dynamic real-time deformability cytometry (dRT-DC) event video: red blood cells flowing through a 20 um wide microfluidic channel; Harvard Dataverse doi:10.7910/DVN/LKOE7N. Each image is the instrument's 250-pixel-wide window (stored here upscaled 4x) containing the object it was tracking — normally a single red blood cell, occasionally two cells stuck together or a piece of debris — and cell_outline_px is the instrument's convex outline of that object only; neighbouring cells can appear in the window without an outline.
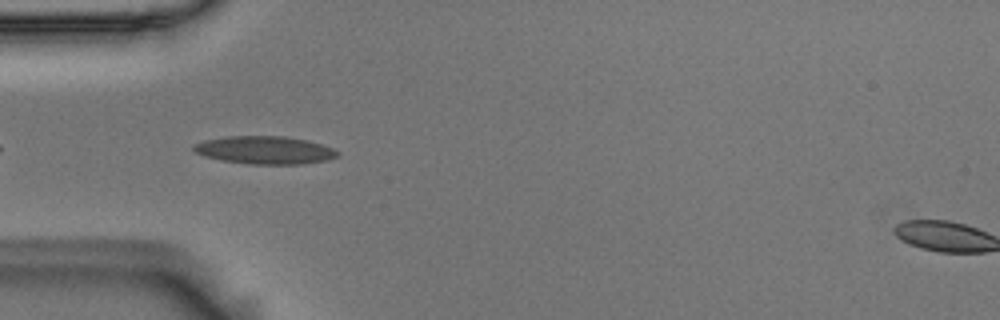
{"species": "Egyptian fruit bat (a non-hibernating species)", "species_latin": "Rousettus aegyptiacus", "temperature_condition": "room temperature", "stored_images_in_passage": 12, "camera_frame_rate_fps": 3000, "um_per_image_px": 0.085, "animal": {"sex": "male"}, "frame": {"image": 1, "passage_image": 3, "time_ms": 0.667, "image_size_px": [1000, 320], "cell_outline_px": [[340, 156], [328, 160], [304, 164], [248, 164], [220, 160], [204, 156], [196, 152], [192, 148], [192, 144], [204, 140], [228, 136], [284, 136], [304, 140], [320, 144], [332, 148], [340, 152]], "centroid_in_image_um": [22.5, 12.76], "position_along_channel_um": 62.5, "area_um2": 23.47}}
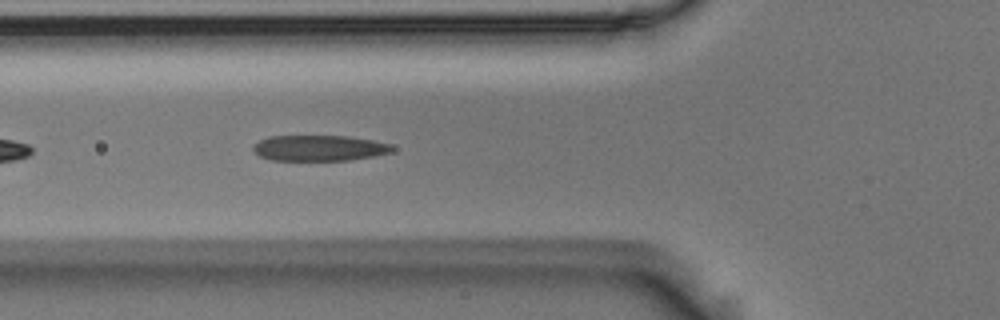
{"frame": {"image": 2, "passage_image": 6, "time_ms": 1.667, "image_size_px": [1000, 320], "cell_outline_px": [[396, 148], [392, 152], [352, 160], [272, 160], [260, 156], [252, 148], [252, 144], [268, 136], [348, 136], [372, 140], [392, 144]], "centroid_in_image_um": [27.15, 12.58], "position_along_channel_um": 98.6, "area_um2": 20.92}}
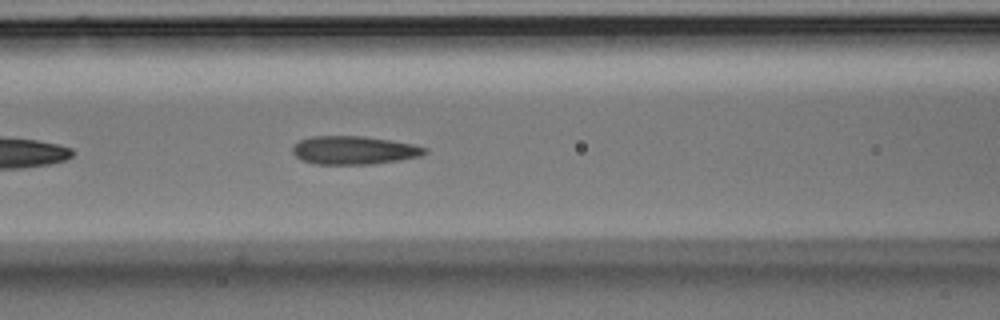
{"frame": {"image": 3, "passage_image": 9, "time_ms": 2.667, "image_size_px": [1000, 320], "cell_outline_px": [[428, 152], [420, 156], [372, 164], [316, 164], [300, 160], [292, 152], [292, 148], [300, 140], [312, 136], [364, 136], [412, 144], [428, 148]], "centroid_in_image_um": [30.07, 12.77], "position_along_channel_um": 136.5, "area_um2": 21.68}}